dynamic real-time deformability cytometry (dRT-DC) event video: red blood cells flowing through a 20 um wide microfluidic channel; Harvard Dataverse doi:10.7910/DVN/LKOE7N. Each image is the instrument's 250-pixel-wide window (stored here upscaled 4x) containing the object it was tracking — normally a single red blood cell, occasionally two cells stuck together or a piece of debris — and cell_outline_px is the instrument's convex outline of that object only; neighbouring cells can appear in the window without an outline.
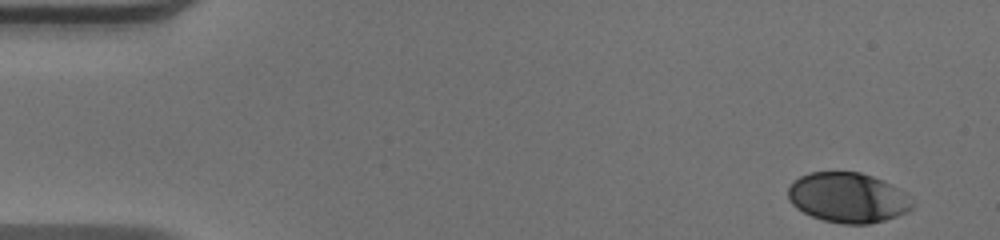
{"species": "human", "species_latin": "Homo sapiens", "temperature_condition": "warm", "stored_images_in_passage": 48, "camera_frame_rate_fps": 3000, "um_per_image_px": 0.085, "donor": {"sex": "male"}, "frame": {"image": 1, "passage_image": 1, "time_ms": 0.0, "image_size_px": [1000, 240], "cell_outline_px": [[912, 208], [908, 212], [884, 220], [868, 224], [844, 224], [824, 220], [812, 216], [796, 208], [788, 200], [788, 188], [792, 180], [800, 176], [812, 172], [860, 172], [872, 176], [892, 184], [904, 192], [912, 204]], "centroid_in_image_um": [72.03, 16.79], "position_along_channel_um": 13.0, "area_um2": 36.13}}
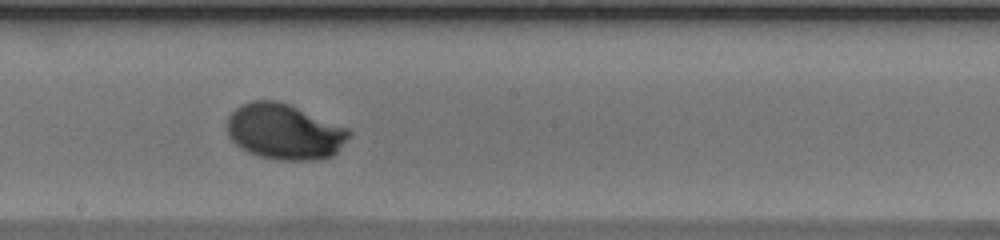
{"frame": {"image": 2, "passage_image": 26, "time_ms": 8.333, "image_size_px": [1000, 240], "cell_outline_px": [[352, 132], [336, 152], [332, 156], [316, 160], [276, 160], [260, 156], [248, 152], [240, 148], [228, 136], [228, 116], [240, 104], [252, 100], [276, 100], [288, 104], [348, 128]], "centroid_in_image_um": [24.15, 11.19], "position_along_channel_um": 224.0, "area_um2": 39.36}}
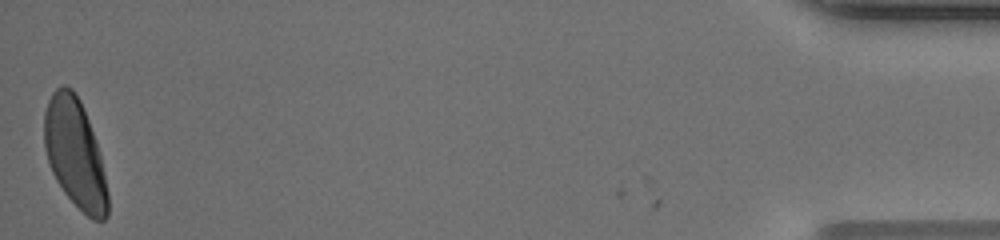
{"frame": {"image": 3, "passage_image": 48, "time_ms": 15.667, "image_size_px": [1000, 240], "cell_outline_px": [[108, 216], [104, 220], [92, 220], [64, 192], [56, 180], [52, 172], [44, 148], [44, 112], [48, 100], [52, 92], [56, 88], [64, 84], [72, 88], [76, 92], [80, 100], [88, 120], [100, 152], [108, 192]], "centroid_in_image_um": [6.37, 13.01], "position_along_channel_um": 428.8, "area_um2": 40.29}, "authors_computed_cell_mechanics": {"area_um2": 38.8416, "velocity_mm_per_s": 4.0777, "shape_relaxation_time_tau1_ms": 2.2618, "shape_relaxation_time_tau2_ms": null, "deformation_change_tau1": 0.1642, "deformation_change_tau2": null}}